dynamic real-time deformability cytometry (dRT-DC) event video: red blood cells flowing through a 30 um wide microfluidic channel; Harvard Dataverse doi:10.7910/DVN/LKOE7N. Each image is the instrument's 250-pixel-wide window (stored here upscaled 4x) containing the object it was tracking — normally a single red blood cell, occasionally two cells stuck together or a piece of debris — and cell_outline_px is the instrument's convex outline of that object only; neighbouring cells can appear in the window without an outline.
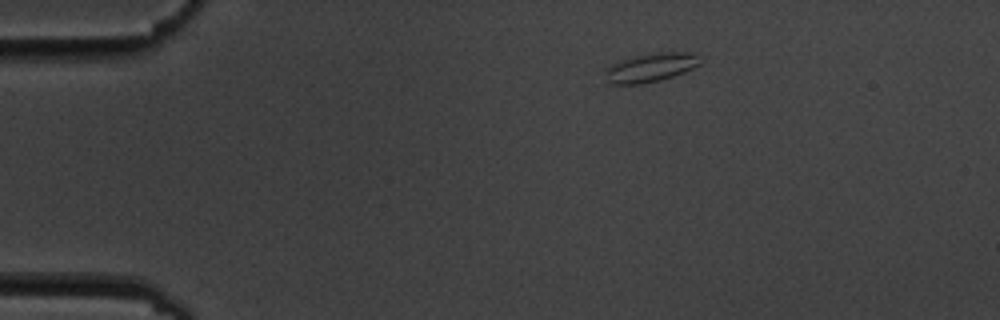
{"species": "common noctule bat (a hibernating species)", "species_latin": "Nyctalus noctula", "temperature_condition": "cold", "stored_images_in_passage": 3, "camera_frame_rate_fps": 3000, "um_per_image_px": 0.085, "animal": {"sex": "male", "body_mass_g": 19.5, "forearm_length_mm": 54.6}, "frame": {"image": 1, "passage_image": 1, "time_ms": 0.0, "image_size_px": [1000, 320], "cell_outline_px": [[700, 64], [684, 72], [660, 80], [644, 84], [604, 84], [604, 68], [620, 60], [632, 56], [660, 52], [692, 52], [696, 56]], "centroid_in_image_um": [55.18, 5.76], "position_along_channel_um": 29.8, "area_um2": 16.13}}